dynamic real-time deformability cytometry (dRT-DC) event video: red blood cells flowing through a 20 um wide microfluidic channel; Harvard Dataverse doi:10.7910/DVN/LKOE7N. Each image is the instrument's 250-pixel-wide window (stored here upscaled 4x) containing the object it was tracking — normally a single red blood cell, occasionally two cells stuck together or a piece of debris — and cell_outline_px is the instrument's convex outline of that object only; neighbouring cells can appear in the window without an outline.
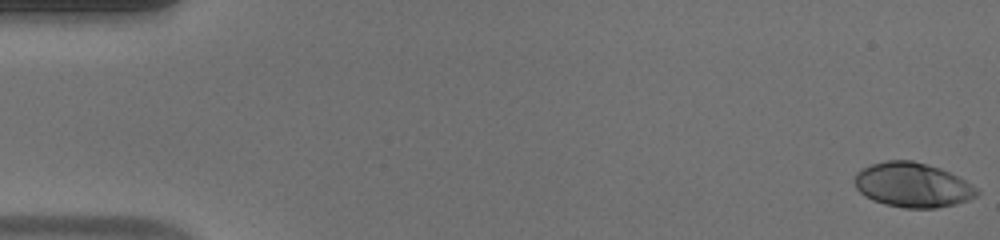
{"species": "human", "species_latin": "Homo sapiens", "temperature_condition": "warm", "stored_images_in_passage": 53, "camera_frame_rate_fps": 3000, "um_per_image_px": 0.085, "donor": {"sex": "male"}, "frame": {"image": 1, "passage_image": 1, "time_ms": 0.0, "image_size_px": [1000, 240], "cell_outline_px": [[980, 192], [976, 196], [968, 200], [956, 204], [936, 208], [904, 208], [884, 204], [872, 200], [864, 196], [856, 188], [852, 180], [856, 172], [860, 168], [884, 160], [912, 160], [928, 164], [940, 168], [964, 180], [976, 188]], "centroid_in_image_um": [77.51, 15.72], "position_along_channel_um": 7.5, "area_um2": 32.02}}
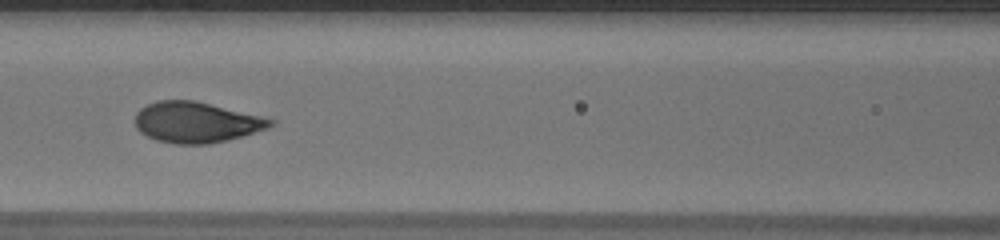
{"frame": {"image": 2, "passage_image": 24, "time_ms": 7.667, "image_size_px": [1000, 240], "cell_outline_px": [[276, 124], [268, 128], [228, 140], [208, 144], [176, 144], [156, 140], [140, 132], [136, 128], [136, 112], [140, 108], [156, 100], [192, 100], [260, 116], [276, 120]], "centroid_in_image_um": [16.67, 10.4], "position_along_channel_um": 149.9, "area_um2": 31.91}}
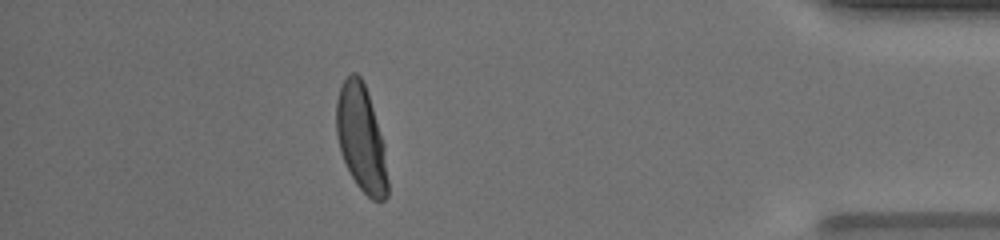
{"frame": {"image": 3, "passage_image": 47, "time_ms": 15.333, "image_size_px": [1000, 240], "cell_outline_px": [[388, 196], [384, 200], [372, 200], [356, 184], [340, 152], [336, 132], [336, 100], [340, 88], [344, 80], [352, 72], [356, 72], [360, 76], [368, 92], [384, 144], [388, 180]], "centroid_in_image_um": [30.7, 11.76], "position_along_channel_um": 404.5, "area_um2": 31.85}, "authors_computed_cell_mechanics": {"area_um2": 31.9056, "velocity_mm_per_s": 3.9124, "shape_relaxation_time_tau1_ms": 3.5238, "shape_relaxation_time_tau2_ms": null, "deformation_change_tau1": 0.1841, "deformation_change_tau2": null}}